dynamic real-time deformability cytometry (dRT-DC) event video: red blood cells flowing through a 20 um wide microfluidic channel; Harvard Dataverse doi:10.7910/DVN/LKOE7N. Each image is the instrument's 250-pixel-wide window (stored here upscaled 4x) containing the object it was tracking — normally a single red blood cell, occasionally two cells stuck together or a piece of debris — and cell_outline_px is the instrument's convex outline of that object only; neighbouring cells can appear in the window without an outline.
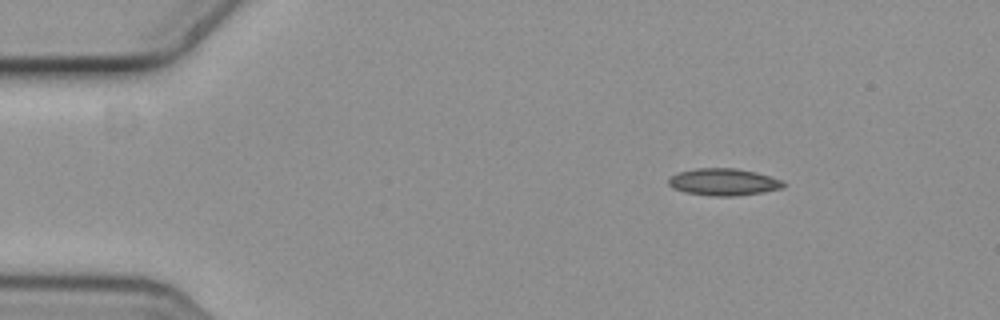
{"species": "common noctule bat (a hibernating species)", "species_latin": "Nyctalus noctula", "temperature_condition": "cold", "stored_images_in_passage": 10, "camera_frame_rate_fps": 3000, "um_per_image_px": 0.085, "animal": {"sex": "female", "body_mass_g": 19.3, "forearm_length_mm": 54.1}, "frame": {"image": 1, "passage_image": 1, "time_ms": 0.0, "image_size_px": [1000, 320], "cell_outline_px": [[784, 184], [780, 188], [764, 192], [732, 196], [716, 196], [688, 192], [672, 188], [668, 184], [668, 180], [672, 176], [680, 172], [696, 168], [736, 168], [756, 172], [780, 180]], "centroid_in_image_um": [61.48, 15.46], "position_along_channel_um": 23.5, "area_um2": 17.69}}
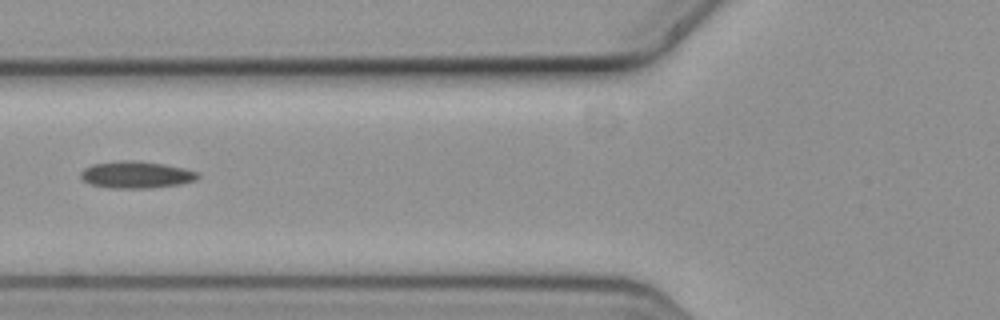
{"frame": {"image": 2, "passage_image": 5, "time_ms": 1.333, "image_size_px": [1000, 320], "cell_outline_px": [[200, 176], [196, 180], [180, 184], [152, 188], [108, 188], [92, 184], [84, 180], [80, 176], [80, 172], [84, 168], [92, 164], [124, 160], [132, 160], [164, 164], [184, 168], [196, 172]], "centroid_in_image_um": [11.58, 14.85], "position_along_channel_um": 114.2, "area_um2": 18.32}}
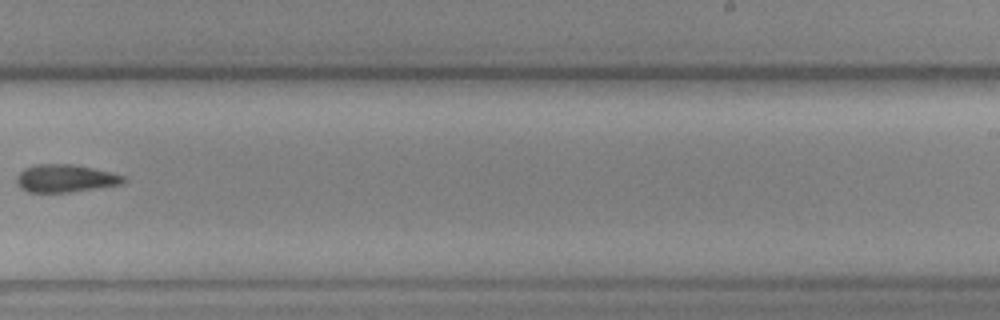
{"frame": {"image": 3, "passage_image": 9, "time_ms": 2.667, "image_size_px": [1000, 320], "cell_outline_px": [[128, 180], [120, 184], [68, 192], [28, 192], [20, 188], [16, 180], [16, 176], [24, 168], [36, 164], [72, 164], [112, 172], [124, 176]], "centroid_in_image_um": [5.53, 15.15], "position_along_channel_um": 283.5, "area_um2": 17.17}}